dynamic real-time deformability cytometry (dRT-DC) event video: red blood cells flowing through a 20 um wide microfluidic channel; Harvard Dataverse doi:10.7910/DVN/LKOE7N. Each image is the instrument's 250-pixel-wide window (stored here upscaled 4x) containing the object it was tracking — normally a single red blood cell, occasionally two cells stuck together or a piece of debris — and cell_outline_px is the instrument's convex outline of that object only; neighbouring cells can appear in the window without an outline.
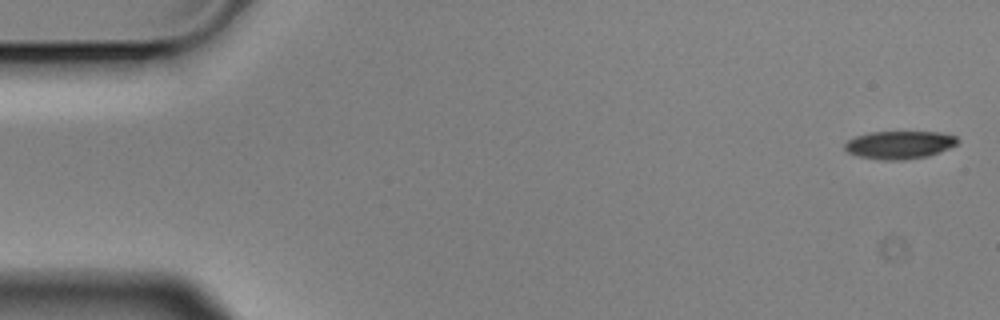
{"species": "Egyptian fruit bat (a non-hibernating species)", "species_latin": "Rousettus aegyptiacus", "temperature_condition": "cold", "stored_images_in_passage": 4, "camera_frame_rate_fps": 3000, "um_per_image_px": 0.085, "animal": {"sex": "male"}, "frame": {"image": 1, "passage_image": 1, "time_ms": 0.0, "image_size_px": [1000, 320], "cell_outline_px": [[956, 144], [948, 148], [928, 156], [904, 160], [880, 160], [860, 156], [848, 152], [844, 148], [844, 144], [848, 140], [856, 136], [872, 132], [940, 132], [956, 136]], "centroid_in_image_um": [76.43, 12.31], "position_along_channel_um": 8.6, "area_um2": 18.15}}